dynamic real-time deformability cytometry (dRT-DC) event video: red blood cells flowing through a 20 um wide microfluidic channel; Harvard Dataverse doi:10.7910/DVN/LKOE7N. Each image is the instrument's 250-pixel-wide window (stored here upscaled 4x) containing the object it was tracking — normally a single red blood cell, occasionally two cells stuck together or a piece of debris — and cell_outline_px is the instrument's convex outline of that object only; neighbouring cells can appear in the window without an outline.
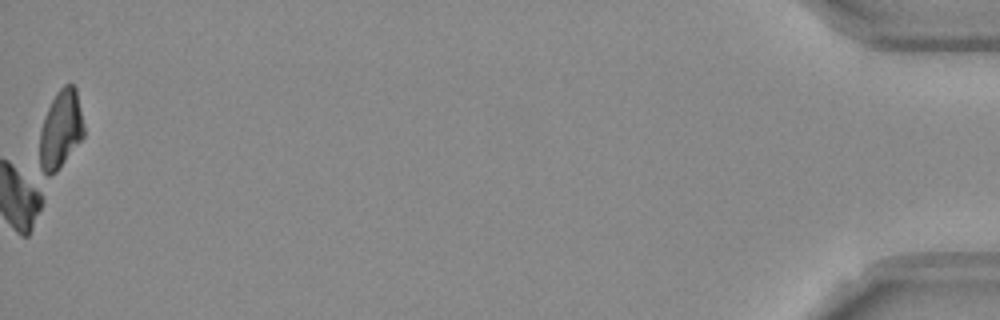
{"species": "Egyptian fruit bat (a non-hibernating species)", "species_latin": "Rousettus aegyptiacus", "temperature_condition": "room temperature", "stored_images_in_passage": 53, "camera_frame_rate_fps": 3000, "um_per_image_px": 0.085, "frame": {"image": 1, "passage_image": 53, "time_ms": 17.333, "image_size_px": [1000, 320], "cell_outline_px": [[84, 136], [56, 172], [48, 176], [40, 168], [40, 128], [44, 116], [56, 92], [64, 84], [72, 84], [76, 88], [84, 124]], "centroid_in_image_um": [5.16, 10.98], "position_along_channel_um": 430.0, "area_um2": 20.06}, "authors_computed_cell_mechanics": {"area_um2": 21.675, "velocity_mm_per_s": 3.7336, "shape_relaxation_time_tau1_ms": 4.8835, "shape_relaxation_time_tau2_ms": null, "deformation_change_tau1": 0.1335, "deformation_change_tau2": null}}